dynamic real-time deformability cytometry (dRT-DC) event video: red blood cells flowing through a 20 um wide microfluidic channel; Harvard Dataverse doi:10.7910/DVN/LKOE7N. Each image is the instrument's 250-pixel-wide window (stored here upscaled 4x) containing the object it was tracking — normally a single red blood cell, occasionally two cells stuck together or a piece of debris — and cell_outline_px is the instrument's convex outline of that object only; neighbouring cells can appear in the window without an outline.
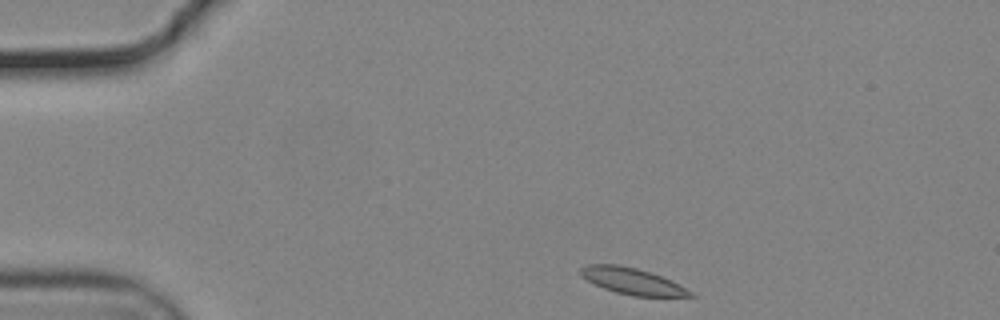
{"species": "common noctule bat (a hibernating species)", "species_latin": "Nyctalus noctula", "temperature_condition": "cold", "stored_images_in_passage": 45, "camera_frame_rate_fps": 3000, "um_per_image_px": 0.085, "animal": {"sex": "male", "body_mass_g": 19.2, "forearm_length_mm": 51.8}, "frame": {"image": 1, "passage_image": 1, "time_ms": 0.0, "image_size_px": [1000, 320], "cell_outline_px": [[696, 296], [632, 296], [616, 292], [604, 288], [580, 276], [580, 268], [584, 264], [616, 264], [636, 268], [660, 276], [692, 292]], "centroid_in_image_um": [53.66, 23.89], "position_along_channel_um": 31.3, "area_um2": 16.42}}
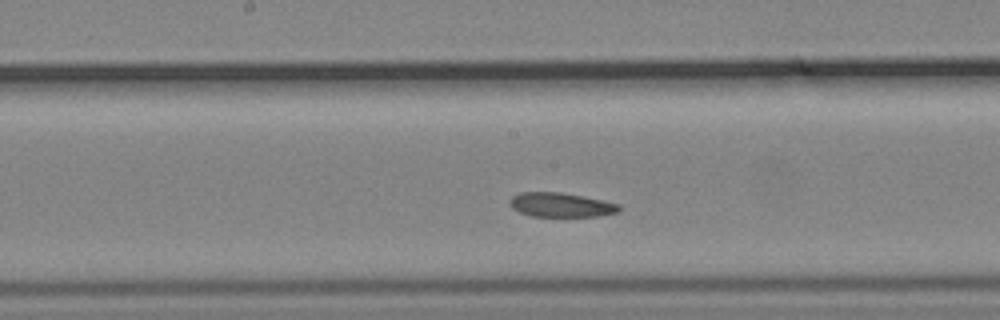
{"frame": {"image": 2, "passage_image": 20, "time_ms": 6.333, "image_size_px": [1000, 320], "cell_outline_px": [[620, 208], [616, 212], [600, 216], [532, 216], [520, 212], [512, 208], [508, 204], [508, 200], [512, 196], [520, 192], [560, 192], [620, 204]], "centroid_in_image_um": [47.61, 17.41], "position_along_channel_um": 200.6, "area_um2": 15.32}}
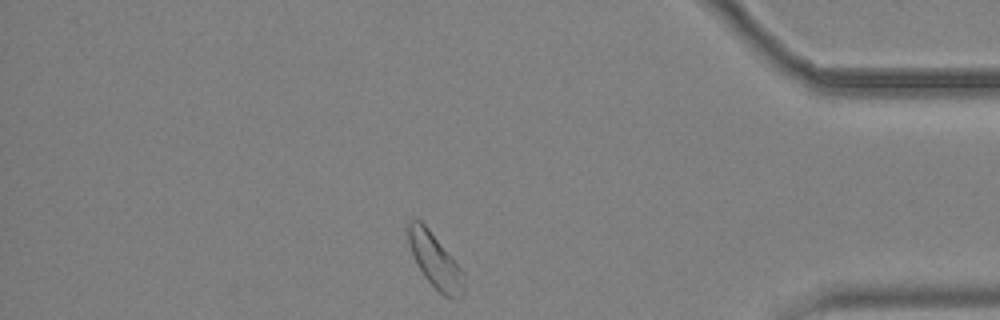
{"frame": {"image": 3, "passage_image": 39, "time_ms": 12.667, "image_size_px": [1000, 320], "cell_outline_px": [[464, 296], [444, 296], [424, 276], [416, 264], [408, 240], [408, 220], [420, 220], [428, 228], [464, 272]], "centroid_in_image_um": [36.98, 22.15], "position_along_channel_um": 398.2, "area_um2": 17.22}}